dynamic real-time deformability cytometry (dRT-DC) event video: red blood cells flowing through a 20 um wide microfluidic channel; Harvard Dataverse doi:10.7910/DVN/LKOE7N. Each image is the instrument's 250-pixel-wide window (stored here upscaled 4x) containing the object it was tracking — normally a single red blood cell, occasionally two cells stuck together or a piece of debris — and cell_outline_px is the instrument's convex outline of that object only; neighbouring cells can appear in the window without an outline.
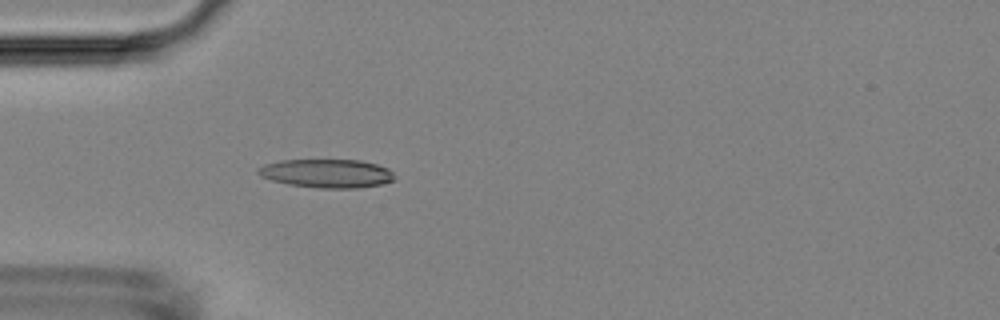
{"species": "Egyptian fruit bat (a non-hibernating species)", "species_latin": "Rousettus aegyptiacus", "temperature_condition": "room temperature", "stored_images_in_passage": 53, "camera_frame_rate_fps": 3000, "um_per_image_px": 0.085, "animal": {"sex": "female"}, "frame": {"image": 1, "passage_image": 15, "time_ms": 4.667, "image_size_px": [1000, 320], "cell_outline_px": [[396, 180], [380, 184], [356, 188], [320, 188], [288, 184], [272, 180], [260, 176], [256, 172], [256, 168], [264, 164], [280, 160], [360, 160], [376, 164], [388, 168], [392, 172]], "centroid_in_image_um": [27.75, 14.73], "position_along_channel_um": 57.2, "area_um2": 22.77}}
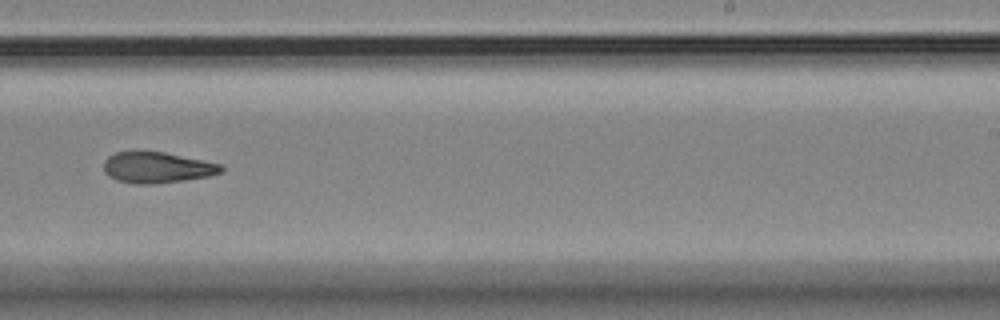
{"frame": {"image": 2, "passage_image": 33, "time_ms": 10.667, "image_size_px": [1000, 320], "cell_outline_px": [[224, 172], [208, 176], [184, 180], [156, 184], [136, 184], [116, 180], [108, 176], [104, 172], [104, 160], [108, 156], [116, 152], [164, 152], [204, 160], [220, 164], [224, 168]], "centroid_in_image_um": [13.35, 14.25], "position_along_channel_um": 275.6, "area_um2": 21.21}}
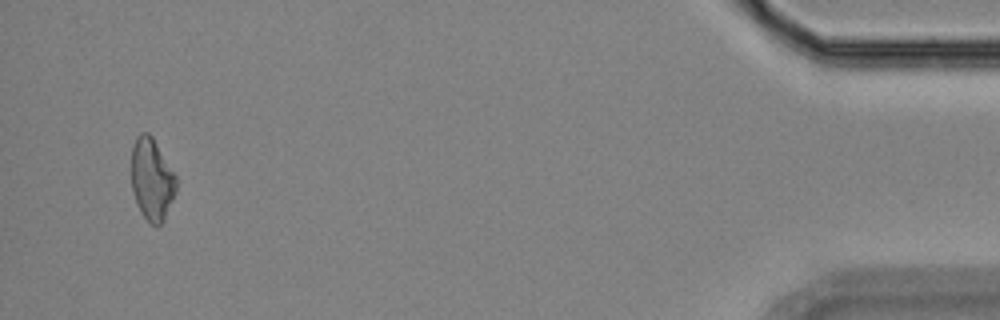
{"frame": {"image": 3, "passage_image": 51, "time_ms": 16.667, "image_size_px": [1000, 320], "cell_outline_px": [[176, 192], [164, 220], [156, 228], [140, 212], [136, 204], [132, 192], [132, 144], [136, 136], [140, 132], [148, 132], [152, 136], [176, 176]], "centroid_in_image_um": [12.89, 15.24], "position_along_channel_um": 422.3, "area_um2": 21.5}, "authors_computed_cell_mechanics": {"area_um2": 21.7328, "velocity_mm_per_s": 3.7058, "shape_relaxation_time_tau1_ms": 9.6332, "shape_relaxation_time_tau2_ms": 5.0554, "deformation_change_tau1": 0.1883, "deformation_change_tau2": 0.1374}}